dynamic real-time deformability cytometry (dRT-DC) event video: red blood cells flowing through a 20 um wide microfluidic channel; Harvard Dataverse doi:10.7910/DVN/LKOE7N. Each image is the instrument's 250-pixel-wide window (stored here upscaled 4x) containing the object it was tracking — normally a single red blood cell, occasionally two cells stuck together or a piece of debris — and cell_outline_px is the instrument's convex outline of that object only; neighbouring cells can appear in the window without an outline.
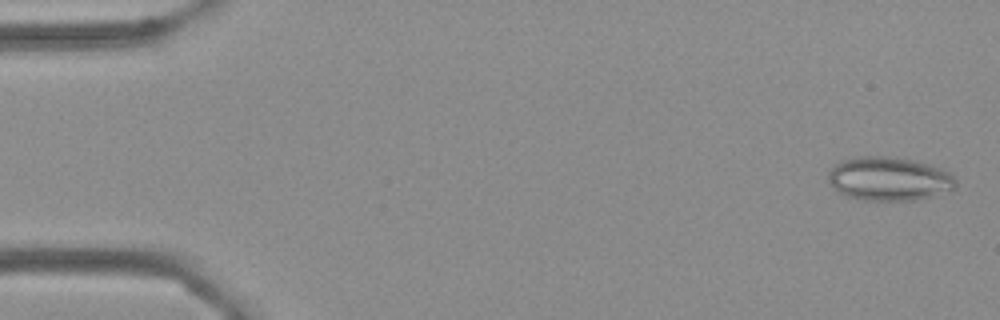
{"species": "Egyptian fruit bat (a non-hibernating species)", "species_latin": "Rousettus aegyptiacus", "temperature_condition": "cold", "stored_images_in_passage": 6, "camera_frame_rate_fps": 3000, "um_per_image_px": 0.085, "frame": {"image": 1, "passage_image": 1, "time_ms": 0.0, "image_size_px": [1000, 320], "cell_outline_px": [[956, 188], [936, 196], [920, 200], [864, 200], [848, 196], [832, 188], [828, 180], [828, 172], [832, 164], [856, 156], [888, 156], [912, 160], [928, 164], [940, 168], [948, 172], [956, 180]], "centroid_in_image_um": [75.56, 15.2], "position_along_channel_um": 9.4, "area_um2": 32.77}}